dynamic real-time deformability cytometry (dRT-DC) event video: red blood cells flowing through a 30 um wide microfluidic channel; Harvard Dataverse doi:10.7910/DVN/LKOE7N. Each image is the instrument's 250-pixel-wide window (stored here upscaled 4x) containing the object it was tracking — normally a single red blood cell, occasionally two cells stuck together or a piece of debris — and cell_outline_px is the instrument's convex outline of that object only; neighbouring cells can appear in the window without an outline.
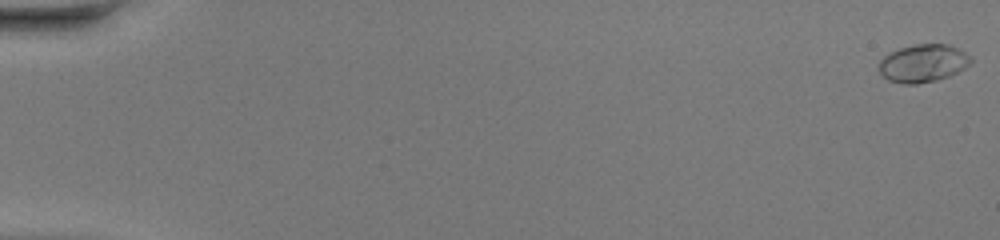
{"species": "common noctule bat (a hibernating species)", "species_latin": "Nyctalus noctula", "temperature_condition": "warm", "stored_images_in_passage": 49, "camera_frame_rate_fps": 3000, "um_per_image_px": 0.085, "animal": {"sex": "female", "body_mass_g": 20.0, "forearm_length_mm": 54.0}, "frame": {"image": 1, "passage_image": 1, "time_ms": 0.0, "image_size_px": [1000, 240], "cell_outline_px": [[972, 64], [948, 76], [936, 80], [916, 84], [904, 84], [888, 80], [880, 72], [880, 60], [884, 56], [900, 48], [916, 44], [948, 44], [972, 56]], "centroid_in_image_um": [78.48, 5.37], "position_along_channel_um": 6.5, "area_um2": 20.06}}
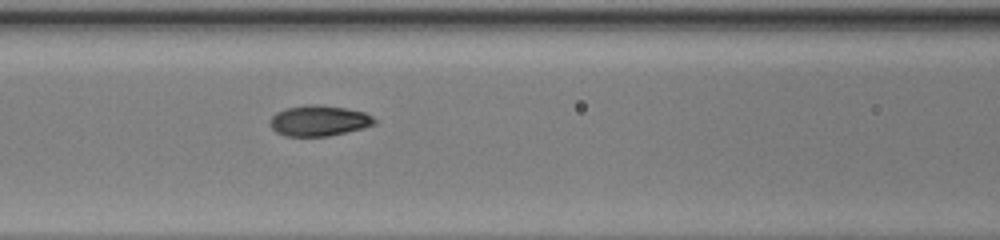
{"frame": {"image": 2, "passage_image": 23, "time_ms": 7.333, "image_size_px": [1000, 240], "cell_outline_px": [[376, 124], [364, 128], [328, 136], [284, 136], [276, 132], [268, 124], [272, 116], [276, 112], [284, 108], [304, 104], [320, 104], [344, 108], [364, 112], [372, 116], [376, 120]], "centroid_in_image_um": [27.08, 10.25], "position_along_channel_um": 139.5, "area_um2": 18.9}}
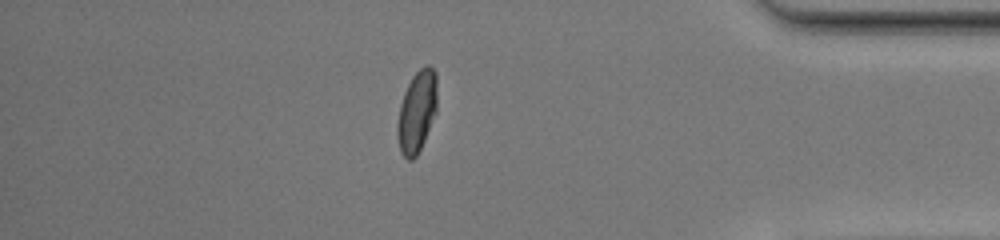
{"frame": {"image": 3, "passage_image": 43, "time_ms": 14.0, "image_size_px": [1000, 240], "cell_outline_px": [[436, 112], [424, 140], [416, 156], [412, 160], [408, 160], [400, 152], [396, 136], [396, 124], [400, 104], [404, 92], [412, 76], [424, 64], [428, 64], [436, 72]], "centroid_in_image_um": [35.41, 9.48], "position_along_channel_um": 399.8, "area_um2": 19.02}, "authors_computed_cell_mechanics": {"area_um2": 18.9584, "velocity_mm_per_s": 4.3364, "shape_relaxation_time_tau1_ms": 3.4445, "shape_relaxation_time_tau2_ms": null, "deformation_change_tau1": 0.1863, "deformation_change_tau2": null}}